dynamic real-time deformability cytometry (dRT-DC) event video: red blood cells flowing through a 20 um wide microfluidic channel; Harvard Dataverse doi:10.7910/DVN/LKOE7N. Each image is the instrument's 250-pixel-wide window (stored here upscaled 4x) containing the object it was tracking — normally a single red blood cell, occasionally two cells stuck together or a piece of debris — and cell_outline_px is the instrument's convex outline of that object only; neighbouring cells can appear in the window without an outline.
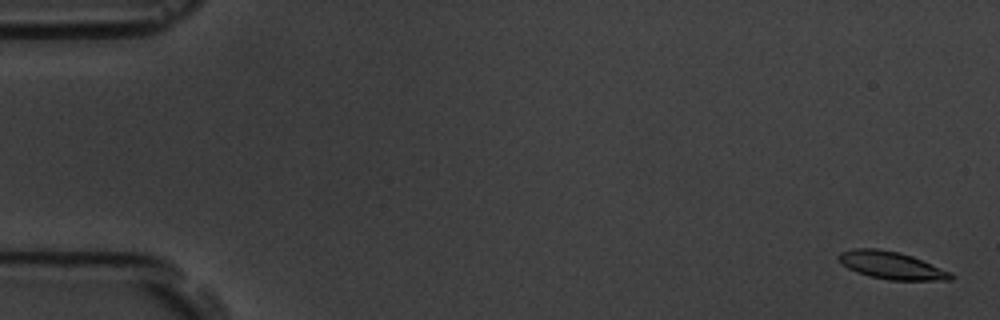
{"species": "common noctule bat (a hibernating species)", "species_latin": "Nyctalus noctula", "temperature_condition": "room temperature", "stored_images_in_passage": 5, "camera_frame_rate_fps": 3000, "um_per_image_px": 0.085, "animal": {"sex": "male", "body_mass_g": 19.5, "forearm_length_mm": 54.6}, "frame": {"image": 1, "passage_image": 1, "time_ms": 0.0, "image_size_px": [1000, 320], "cell_outline_px": [[952, 280], [888, 280], [868, 276], [856, 272], [848, 268], [836, 256], [840, 252], [852, 248], [876, 248], [900, 252], [912, 256], [952, 272]], "centroid_in_image_um": [75.76, 22.55], "position_along_channel_um": 9.2, "area_um2": 18.03}}